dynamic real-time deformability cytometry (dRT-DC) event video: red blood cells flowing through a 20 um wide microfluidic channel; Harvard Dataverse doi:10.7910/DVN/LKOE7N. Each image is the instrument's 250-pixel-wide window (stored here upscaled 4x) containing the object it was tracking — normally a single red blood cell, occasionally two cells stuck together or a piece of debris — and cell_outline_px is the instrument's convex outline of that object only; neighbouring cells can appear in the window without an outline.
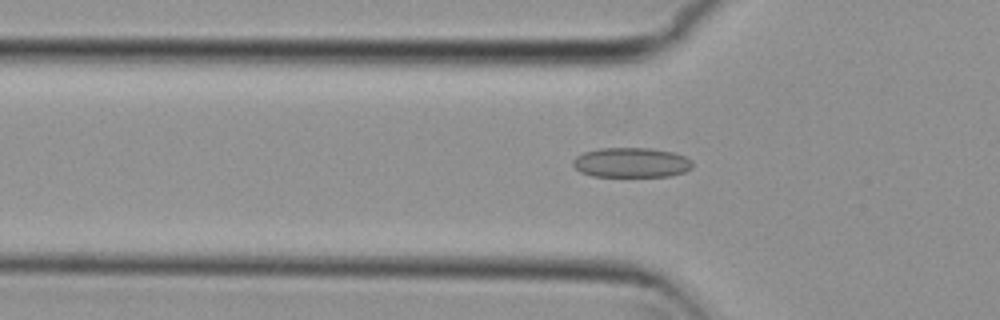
{"species": "common noctule bat (a hibernating species)", "species_latin": "Nyctalus noctula", "temperature_condition": "cold", "stored_images_in_passage": 55, "camera_frame_rate_fps": 3000, "um_per_image_px": 0.085, "animal": {"sex": "female", "body_mass_g": 29.2, "forearm_length_mm": 56.3}, "frame": {"image": 1, "passage_image": 18, "time_ms": 5.667, "image_size_px": [1000, 320], "cell_outline_px": [[692, 168], [684, 172], [668, 176], [592, 176], [580, 172], [572, 164], [572, 160], [576, 156], [584, 152], [600, 148], [652, 148], [672, 152], [684, 156], [692, 160]], "centroid_in_image_um": [53.65, 13.81], "position_along_channel_um": 72.2, "area_um2": 20.81}}
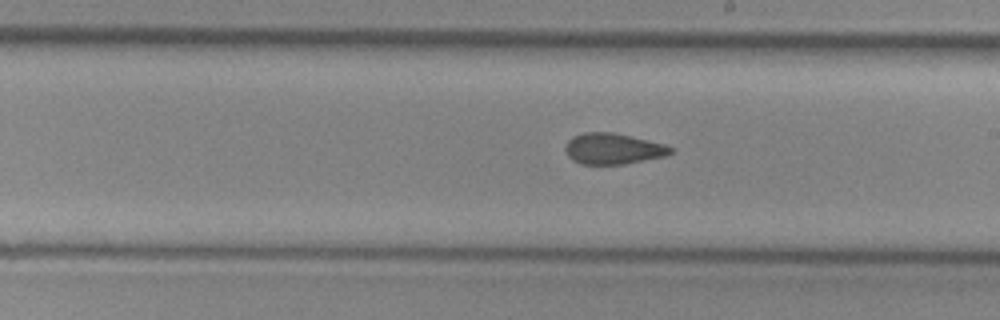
{"frame": {"image": 2, "passage_image": 31, "time_ms": 10.0, "image_size_px": [1000, 320], "cell_outline_px": [[672, 152], [668, 156], [624, 164], [580, 164], [572, 160], [568, 156], [564, 148], [568, 140], [572, 136], [584, 132], [612, 132], [632, 136], [664, 144], [672, 148]], "centroid_in_image_um": [52.09, 12.64], "position_along_channel_um": 236.9, "area_um2": 19.13}}
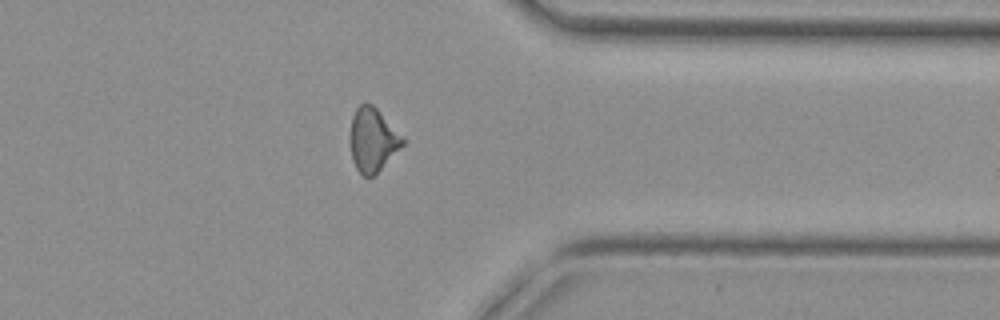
{"frame": {"image": 3, "passage_image": 43, "time_ms": 14.0, "image_size_px": [1000, 320], "cell_outline_px": [[404, 144], [372, 176], [364, 176], [356, 168], [352, 160], [352, 116], [356, 108], [360, 104], [372, 104], [376, 108], [404, 140]], "centroid_in_image_um": [31.67, 11.88], "position_along_channel_um": 379.7, "area_um2": 18.38}, "authors_computed_cell_mechanics": {"area_um2": 19.5942, "velocity_mm_per_s": 3.7862, "shape_relaxation_time_tau1_ms": null, "shape_relaxation_time_tau2_ms": 2.0987, "deformation_change_tau1": null, "deformation_change_tau2": 0.0867}}